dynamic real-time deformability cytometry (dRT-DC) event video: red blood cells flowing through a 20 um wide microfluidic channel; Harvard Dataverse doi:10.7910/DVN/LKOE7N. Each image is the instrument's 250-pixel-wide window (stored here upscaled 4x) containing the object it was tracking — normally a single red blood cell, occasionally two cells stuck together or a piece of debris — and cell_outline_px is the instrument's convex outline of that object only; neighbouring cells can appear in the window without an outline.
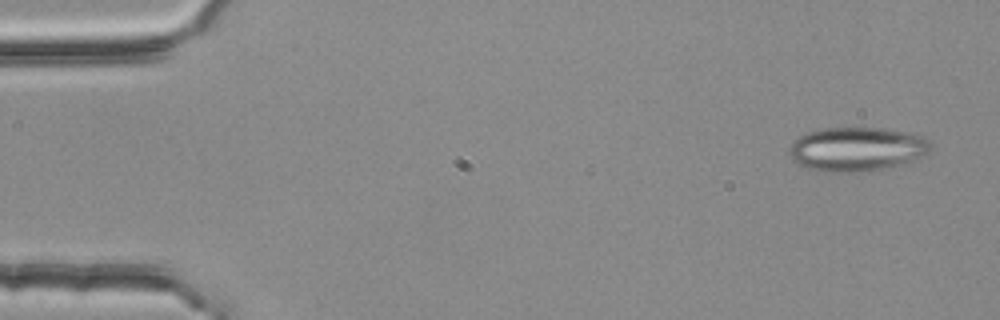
{"species": "common noctule bat (a hibernating species)", "species_latin": "Nyctalus noctula", "temperature_condition": "room temperature", "stored_images_in_passage": 4, "camera_frame_rate_fps": 3000, "um_per_image_px": 0.085, "animal": {"sex": "female", "body_mass_g": 25.1}, "frame": {"image": 1, "passage_image": 1, "time_ms": 0.0, "image_size_px": [1000, 320], "cell_outline_px": [[932, 144], [928, 152], [908, 164], [884, 168], [848, 172], [824, 172], [808, 168], [792, 160], [788, 152], [788, 148], [804, 132], [820, 128], [884, 128], [920, 136], [928, 140]], "centroid_in_image_um": [72.8, 12.67], "position_along_channel_um": 12.2, "area_um2": 36.24}}
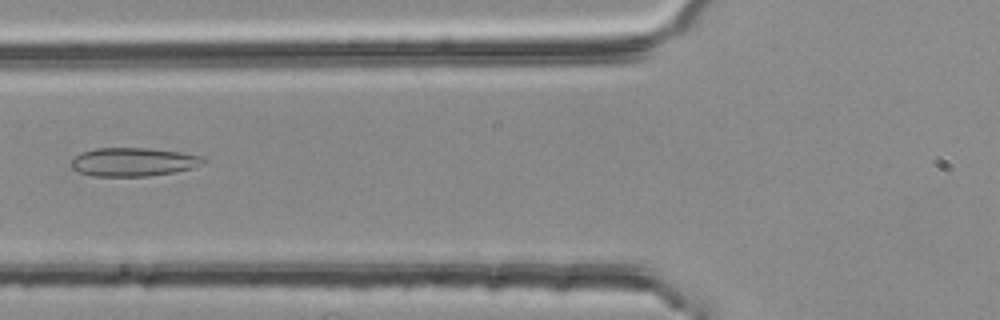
{"frame": {"image": 2, "passage_image": 4, "time_ms": 1.0, "image_size_px": [1000, 320], "cell_outline_px": [[208, 160], [204, 164], [192, 168], [176, 172], [148, 176], [92, 176], [80, 172], [72, 168], [68, 164], [80, 152], [96, 148], [148, 148], [180, 152], [204, 156]], "centroid_in_image_um": [11.36, 13.76], "position_along_channel_um": 114.4, "area_um2": 22.25}}